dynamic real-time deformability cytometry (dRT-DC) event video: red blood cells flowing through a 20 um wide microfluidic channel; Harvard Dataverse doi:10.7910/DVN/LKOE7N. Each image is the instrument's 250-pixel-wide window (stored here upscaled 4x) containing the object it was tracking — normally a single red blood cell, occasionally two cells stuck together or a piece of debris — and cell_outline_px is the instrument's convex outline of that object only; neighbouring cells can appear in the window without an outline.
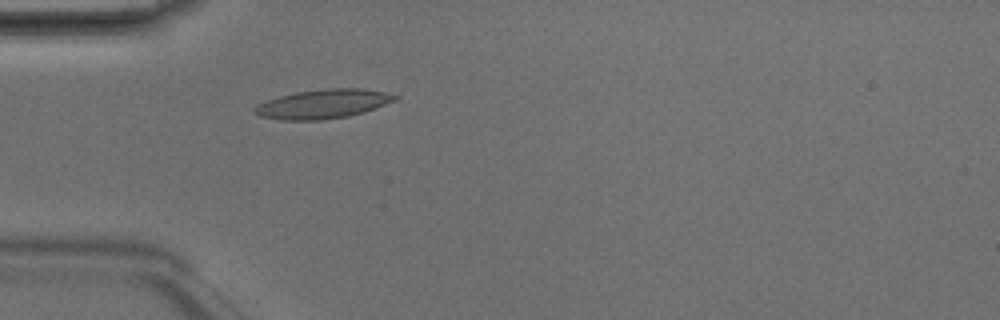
{"species": "Egyptian fruit bat (a non-hibernating species)", "species_latin": "Rousettus aegyptiacus", "temperature_condition": "room temperature", "stored_images_in_passage": 4, "camera_frame_rate_fps": 3000, "um_per_image_px": 0.085, "animal": {"sex": "male"}, "frame": {"image": 1, "passage_image": 4, "time_ms": 1.0, "image_size_px": [1000, 320], "cell_outline_px": [[400, 96], [396, 100], [364, 112], [348, 116], [320, 120], [280, 120], [260, 116], [252, 112], [252, 108], [268, 100], [280, 96], [296, 92], [324, 88], [364, 88], [384, 92]], "centroid_in_image_um": [27.46, 8.83], "position_along_channel_um": 57.5, "area_um2": 23.81}}